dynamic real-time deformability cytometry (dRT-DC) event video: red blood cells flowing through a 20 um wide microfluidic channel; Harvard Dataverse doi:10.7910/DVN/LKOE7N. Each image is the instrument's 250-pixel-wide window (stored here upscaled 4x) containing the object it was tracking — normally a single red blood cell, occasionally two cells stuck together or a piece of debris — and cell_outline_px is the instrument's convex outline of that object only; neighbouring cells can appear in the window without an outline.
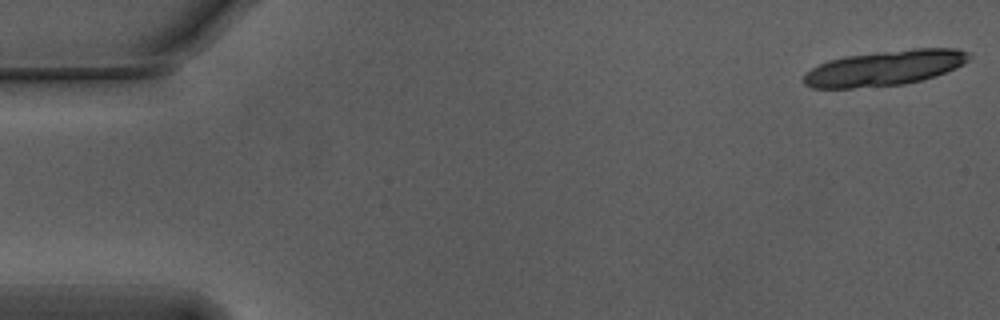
{"species": "Egyptian fruit bat (a non-hibernating species)", "species_latin": "Rousettus aegyptiacus", "temperature_condition": "warm", "stored_images_in_passage": 19, "camera_frame_rate_fps": 3000, "um_per_image_px": 0.085, "animal": {"sex": "male"}, "frame": {"image": 1, "passage_image": 1, "time_ms": 0.0, "image_size_px": [1000, 320], "cell_outline_px": [[972, 56], [964, 64], [956, 68], [920, 80], [904, 84], [852, 88], [812, 88], [804, 84], [804, 76], [812, 68], [828, 60], [844, 56], [912, 48], [956, 48], [968, 52]], "centroid_in_image_um": [75.21, 5.77], "position_along_channel_um": 9.8, "area_um2": 33.76}}